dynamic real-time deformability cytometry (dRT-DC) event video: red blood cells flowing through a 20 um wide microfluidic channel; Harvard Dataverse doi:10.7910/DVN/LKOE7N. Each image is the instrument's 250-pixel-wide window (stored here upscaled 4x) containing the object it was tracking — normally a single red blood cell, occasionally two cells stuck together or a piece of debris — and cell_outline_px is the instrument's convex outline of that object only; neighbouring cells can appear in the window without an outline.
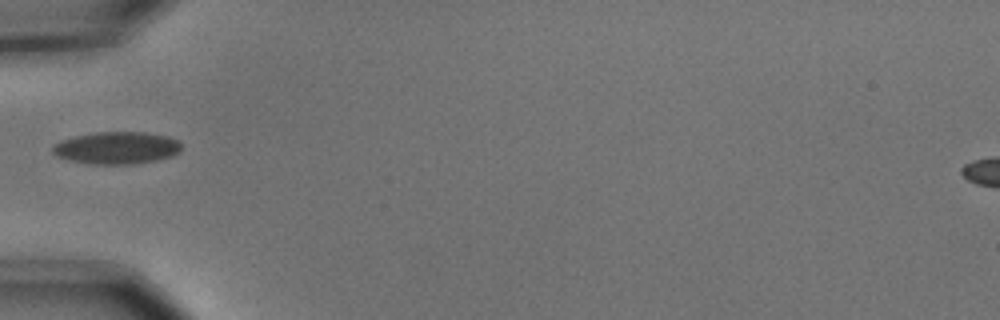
{"species": "common noctule bat (a hibernating species)", "species_latin": "Nyctalus noctula", "temperature_condition": "cold", "stored_images_in_passage": 6, "camera_frame_rate_fps": 3000, "um_per_image_px": 0.085, "animal": {"sex": "male", "body_mass_g": 15.6}, "frame": {"image": 1, "passage_image": 5, "time_ms": 1.333, "image_size_px": [1000, 320], "cell_outline_px": [[180, 152], [172, 156], [156, 160], [132, 164], [88, 164], [56, 156], [52, 152], [52, 144], [60, 140], [76, 136], [96, 132], [144, 132], [168, 136], [180, 140]], "centroid_in_image_um": [9.92, 12.56], "position_along_channel_um": 75.1, "area_um2": 24.33}}
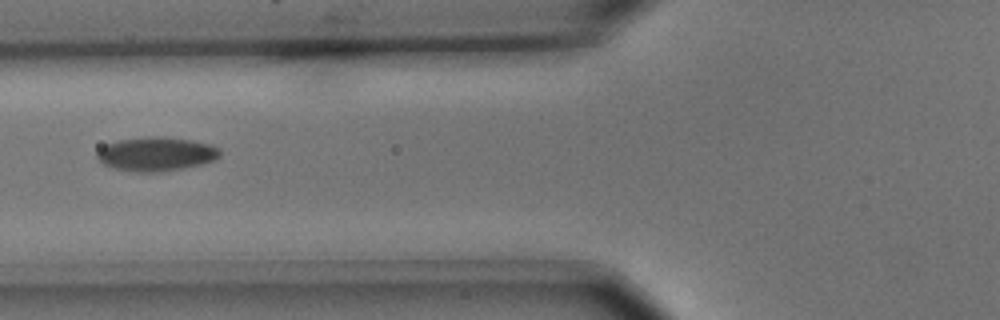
{"frame": {"image": 2, "passage_image": 6, "time_ms": 1.667, "image_size_px": [1000, 320], "cell_outline_px": [[220, 156], [212, 160], [200, 164], [184, 168], [156, 172], [136, 172], [112, 168], [104, 164], [96, 156], [96, 152], [104, 144], [120, 140], [148, 136], [156, 136], [188, 140], [208, 144], [220, 148]], "centroid_in_image_um": [13.23, 13.09], "position_along_channel_um": 112.6, "area_um2": 24.1}}